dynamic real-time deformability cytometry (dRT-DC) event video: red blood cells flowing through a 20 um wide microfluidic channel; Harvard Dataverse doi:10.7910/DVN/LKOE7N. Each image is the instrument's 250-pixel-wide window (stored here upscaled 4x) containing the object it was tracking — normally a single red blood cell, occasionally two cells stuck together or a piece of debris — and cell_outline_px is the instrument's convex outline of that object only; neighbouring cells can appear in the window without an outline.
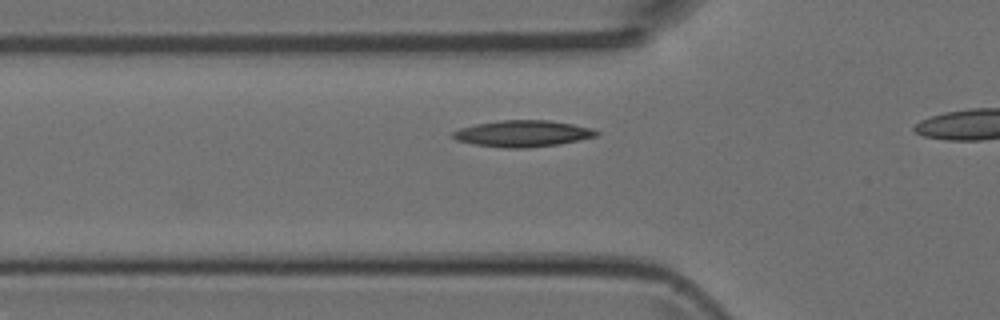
{"species": "Egyptian fruit bat (a non-hibernating species)", "species_latin": "Rousettus aegyptiacus", "temperature_condition": "room temperature", "stored_images_in_passage": 9, "camera_frame_rate_fps": 3000, "um_per_image_px": 0.085, "animal": {"sex": "female"}, "frame": {"image": 1, "passage_image": 7, "time_ms": 2.0, "image_size_px": [1000, 320], "cell_outline_px": [[600, 132], [596, 136], [560, 144], [528, 148], [508, 148], [476, 144], [456, 140], [452, 136], [452, 132], [460, 128], [476, 124], [496, 120], [548, 120], [572, 124], [592, 128]], "centroid_in_image_um": [44.43, 11.35], "position_along_channel_um": 81.4, "area_um2": 22.02}}